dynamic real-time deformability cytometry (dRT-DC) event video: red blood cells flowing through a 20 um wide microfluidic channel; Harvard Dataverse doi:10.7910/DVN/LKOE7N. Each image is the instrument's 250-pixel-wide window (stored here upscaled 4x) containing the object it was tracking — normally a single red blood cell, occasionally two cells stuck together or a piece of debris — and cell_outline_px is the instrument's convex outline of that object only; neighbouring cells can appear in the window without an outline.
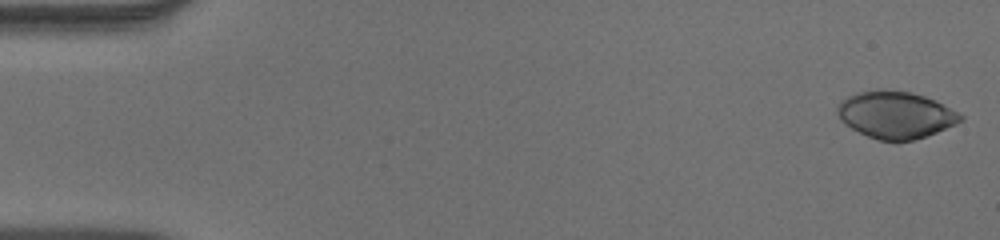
{"species": "human", "species_latin": "Homo sapiens", "temperature_condition": "warm", "stored_images_in_passage": 43, "camera_frame_rate_fps": 3000, "um_per_image_px": 0.085, "donor": {"sex": "male"}, "frame": {"image": 1, "passage_image": 1, "time_ms": 0.0, "image_size_px": [1000, 240], "cell_outline_px": [[964, 120], [956, 124], [936, 132], [912, 140], [896, 144], [876, 140], [844, 124], [840, 120], [836, 112], [836, 108], [840, 100], [856, 92], [912, 92], [936, 100], [964, 116]], "centroid_in_image_um": [76.12, 9.81], "position_along_channel_um": 8.9, "area_um2": 33.64}}
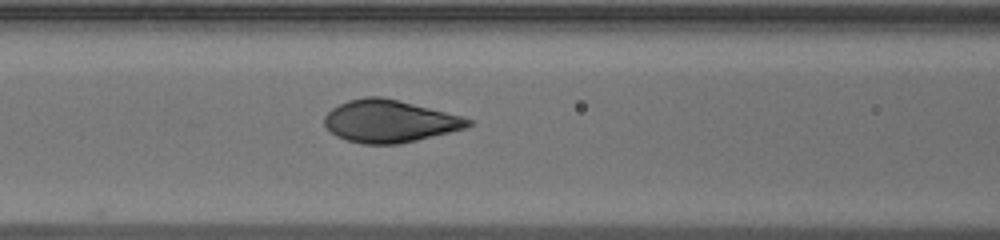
{"frame": {"image": 2, "passage_image": 22, "time_ms": 7.0, "image_size_px": [1000, 240], "cell_outline_px": [[472, 124], [468, 128], [400, 144], [364, 144], [348, 140], [336, 136], [324, 124], [324, 116], [332, 108], [348, 100], [364, 96], [380, 96], [460, 116], [472, 120]], "centroid_in_image_um": [33.09, 10.31], "position_along_channel_um": 133.5, "area_um2": 35.14}}
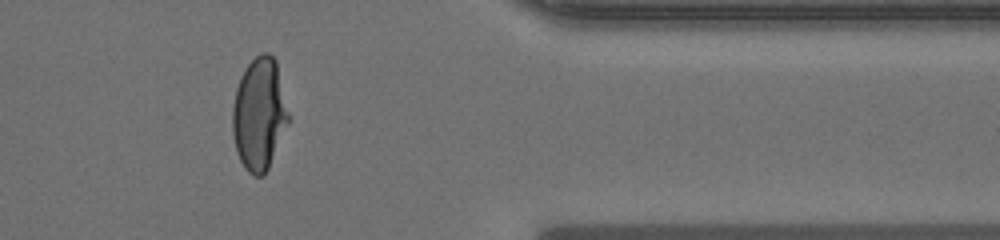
{"frame": {"image": 3, "passage_image": 43, "time_ms": 14.0, "image_size_px": [1000, 240], "cell_outline_px": [[288, 124], [268, 168], [264, 176], [256, 176], [248, 172], [244, 168], [236, 152], [232, 132], [232, 108], [236, 88], [240, 76], [248, 64], [260, 52], [268, 52], [276, 60], [288, 112]], "centroid_in_image_um": [22.01, 9.7], "position_along_channel_um": 389.4, "area_um2": 36.59}, "authors_computed_cell_mechanics": {"area_um2": 35.6048, "velocity_mm_per_s": 3.917, "shape_relaxation_time_tau1_ms": 4.2236, "shape_relaxation_time_tau2_ms": null, "deformation_change_tau1": 0.2557, "deformation_change_tau2": null}}